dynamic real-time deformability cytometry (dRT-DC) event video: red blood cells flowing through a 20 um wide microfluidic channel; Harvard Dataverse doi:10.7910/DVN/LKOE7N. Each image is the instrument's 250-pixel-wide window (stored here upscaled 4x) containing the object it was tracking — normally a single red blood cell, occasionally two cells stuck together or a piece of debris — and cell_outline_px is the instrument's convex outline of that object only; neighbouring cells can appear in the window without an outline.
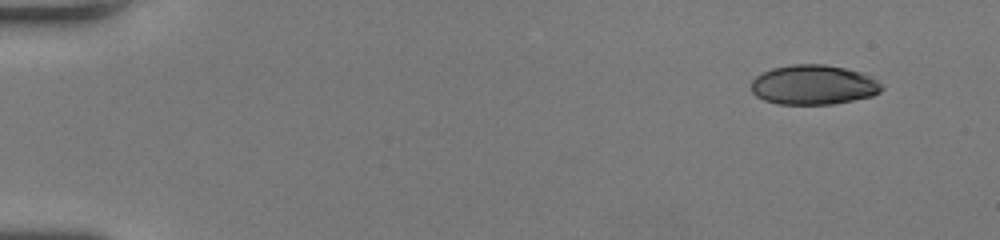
{"species": "human", "species_latin": "Homo sapiens", "temperature_condition": "room temperature", "stored_images_in_passage": 50, "camera_frame_rate_fps": 3000, "um_per_image_px": 0.085, "donor": {"sex": "female"}, "frame": {"image": 1, "passage_image": 1, "time_ms": 0.0, "image_size_px": [1000, 240], "cell_outline_px": [[884, 88], [880, 92], [872, 96], [832, 104], [776, 104], [764, 100], [756, 96], [752, 92], [752, 80], [756, 76], [772, 68], [792, 64], [824, 64], [844, 68], [860, 72], [872, 76]], "centroid_in_image_um": [69.14, 7.21], "position_along_channel_um": 15.9, "area_um2": 30.17}}
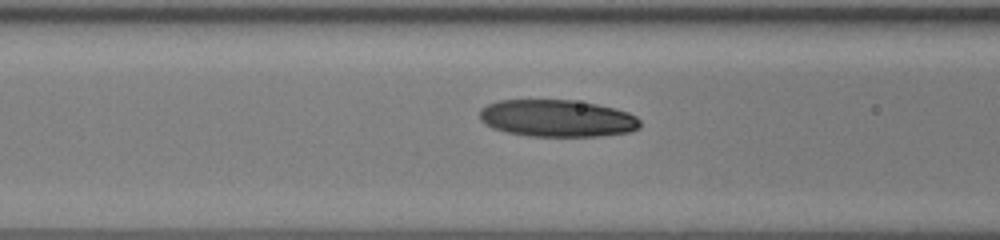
{"frame": {"image": 2, "passage_image": 20, "time_ms": 6.333, "image_size_px": [1000, 240], "cell_outline_px": [[640, 128], [632, 132], [600, 136], [532, 136], [508, 132], [492, 128], [484, 124], [480, 120], [480, 108], [496, 100], [572, 100], [596, 104], [628, 112], [636, 116], [640, 120]], "centroid_in_image_um": [47.36, 10.06], "position_along_channel_um": 119.2, "area_um2": 34.8}}
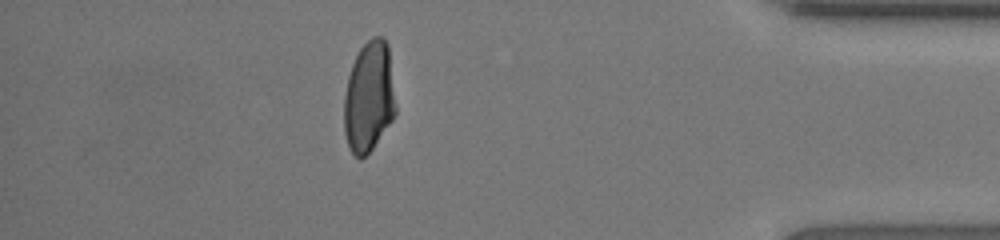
{"frame": {"image": 3, "passage_image": 44, "time_ms": 14.333, "image_size_px": [1000, 240], "cell_outline_px": [[396, 112], [392, 120], [372, 148], [360, 160], [348, 148], [344, 132], [344, 96], [348, 76], [352, 64], [360, 48], [372, 36], [380, 36], [388, 44], [396, 104]], "centroid_in_image_um": [31.35, 8.24], "position_along_channel_um": 403.8, "area_um2": 33.41}, "authors_computed_cell_mechanics": {"area_um2": 33.524, "velocity_mm_per_s": 4.0208, "shape_relaxation_time_tau1_ms": 8.8961, "shape_relaxation_time_tau2_ms": 1.6408, "deformation_change_tau1": 0.3244, "deformation_change_tau2": 0.0651}}